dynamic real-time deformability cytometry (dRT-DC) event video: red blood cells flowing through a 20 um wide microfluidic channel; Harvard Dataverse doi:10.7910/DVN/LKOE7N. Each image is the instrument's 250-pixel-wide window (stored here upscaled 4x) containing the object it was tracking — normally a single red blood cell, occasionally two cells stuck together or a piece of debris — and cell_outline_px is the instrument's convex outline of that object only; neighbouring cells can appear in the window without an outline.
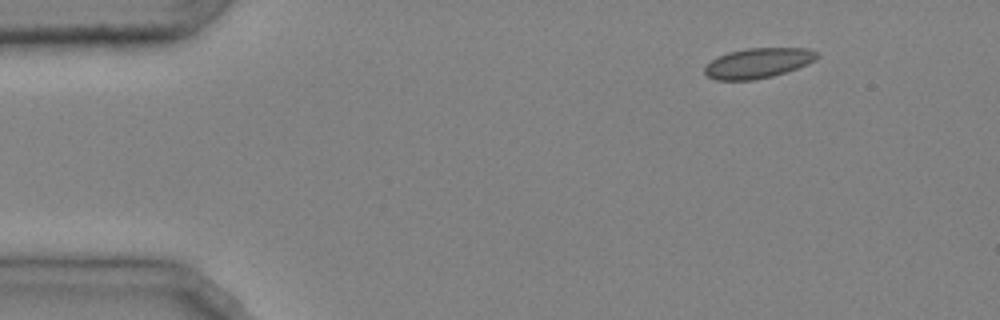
{"species": "common noctule bat (a hibernating species)", "species_latin": "Nyctalus noctula", "temperature_condition": "cold", "stored_images_in_passage": 38, "camera_frame_rate_fps": 3000, "um_per_image_px": 0.085, "animal": {"sex": "male", "body_mass_g": 20.4}, "frame": {"image": 1, "passage_image": 1, "time_ms": 0.0, "image_size_px": [1000, 320], "cell_outline_px": [[820, 56], [816, 60], [808, 64], [772, 76], [752, 80], [716, 80], [708, 76], [704, 72], [704, 68], [712, 60], [728, 52], [748, 48], [808, 48], [816, 52]], "centroid_in_image_um": [64.45, 5.36], "position_along_channel_um": 20.5, "area_um2": 19.54}}
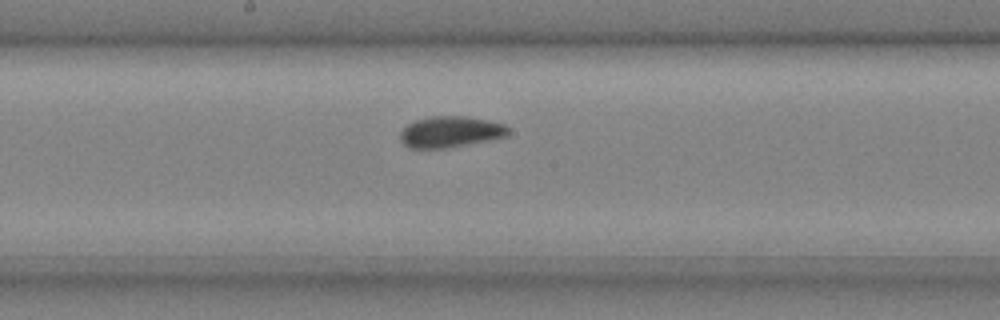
{"frame": {"image": 2, "passage_image": 21, "time_ms": 6.667, "image_size_px": [1000, 320], "cell_outline_px": [[508, 132], [504, 136], [444, 148], [408, 148], [400, 140], [400, 132], [408, 124], [416, 120], [432, 116], [468, 116], [488, 120], [504, 124], [508, 128]], "centroid_in_image_um": [38.22, 11.19], "position_along_channel_um": 210.0, "area_um2": 19.19}}
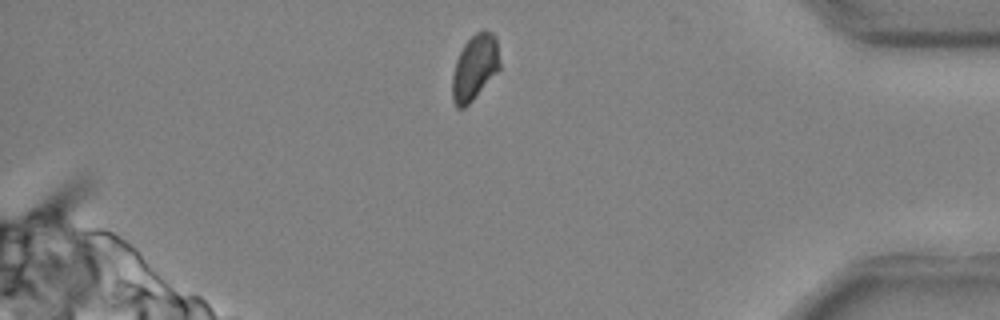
{"frame": {"image": 3, "passage_image": 37, "time_ms": 12.0, "image_size_px": [1000, 320], "cell_outline_px": [[500, 68], [472, 100], [464, 108], [456, 108], [452, 100], [452, 76], [456, 60], [464, 44], [476, 32], [484, 28], [492, 32], [496, 36], [500, 64]], "centroid_in_image_um": [40.35, 5.7], "position_along_channel_um": 394.9, "area_um2": 18.09}, "authors_computed_cell_mechanics": {"area_um2": 19.7387, "velocity_mm_per_s": 4.0115, "shape_relaxation_time_tau1_ms": null, "shape_relaxation_time_tau2_ms": 1.4148, "deformation_change_tau1": null, "deformation_change_tau2": 0.0533}}